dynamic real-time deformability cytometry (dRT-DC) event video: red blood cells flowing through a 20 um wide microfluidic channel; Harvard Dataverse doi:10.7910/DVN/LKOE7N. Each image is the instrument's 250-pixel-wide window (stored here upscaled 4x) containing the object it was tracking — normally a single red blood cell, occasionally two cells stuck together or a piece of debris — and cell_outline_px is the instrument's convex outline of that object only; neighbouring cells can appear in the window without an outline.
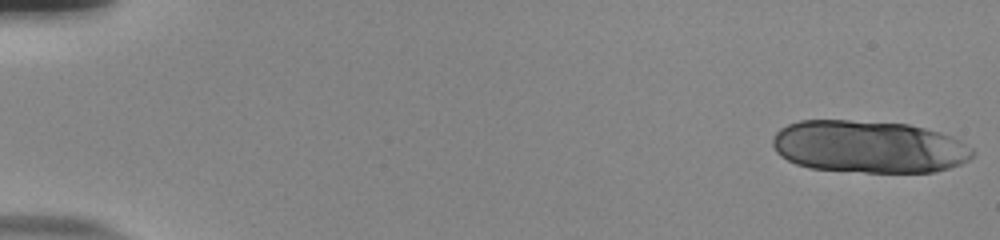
{"species": "human", "species_latin": "Homo sapiens", "temperature_condition": "room temperature", "stored_images_in_passage": 18, "camera_frame_rate_fps": 3000, "um_per_image_px": 0.085, "donor": {"sex": "male"}, "frame": {"image": 1, "passage_image": 1, "time_ms": 0.0, "image_size_px": [1000, 240], "cell_outline_px": [[976, 152], [968, 160], [960, 164], [948, 168], [932, 172], [864, 172], [808, 168], [796, 164], [780, 156], [776, 152], [772, 144], [772, 136], [780, 128], [788, 124], [800, 120], [848, 120], [908, 124], [940, 132], [952, 136], [960, 140], [972, 148]], "centroid_in_image_um": [73.83, 12.47], "position_along_channel_um": 11.2, "area_um2": 61.33}}